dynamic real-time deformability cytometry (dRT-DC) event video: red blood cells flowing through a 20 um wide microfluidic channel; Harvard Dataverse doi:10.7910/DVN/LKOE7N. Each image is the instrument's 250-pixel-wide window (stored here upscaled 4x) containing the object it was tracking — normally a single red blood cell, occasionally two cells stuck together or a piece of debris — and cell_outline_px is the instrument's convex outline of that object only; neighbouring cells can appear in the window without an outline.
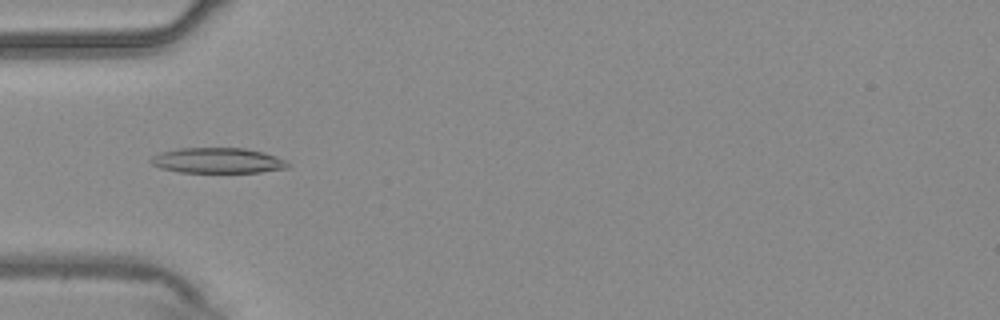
{"species": "common noctule bat (a hibernating species)", "species_latin": "Nyctalus noctula", "temperature_condition": "warm", "stored_images_in_passage": 47, "camera_frame_rate_fps": 3000, "um_per_image_px": 0.085, "animal": {"sex": "male", "body_mass_g": 20.4}, "frame": {"image": 1, "passage_image": 10, "time_ms": 3.0, "image_size_px": [1000, 320], "cell_outline_px": [[288, 168], [260, 172], [180, 172], [160, 168], [152, 164], [148, 160], [152, 156], [160, 152], [180, 148], [244, 148], [264, 152], [276, 156], [284, 160], [288, 164]], "centroid_in_image_um": [18.47, 13.64], "position_along_channel_um": 66.5, "area_um2": 20.23}}
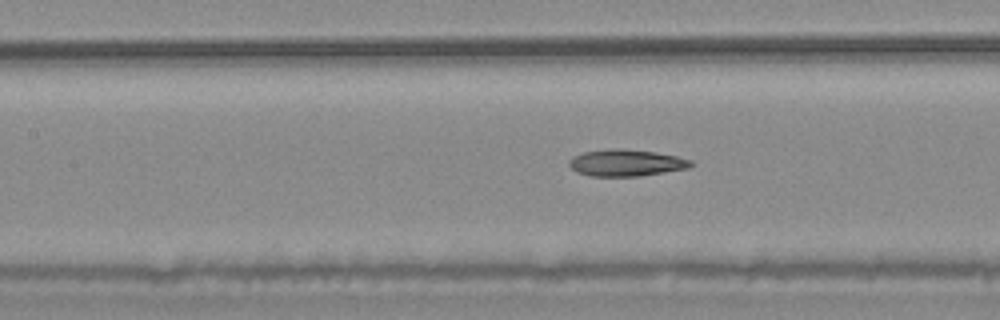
{"frame": {"image": 2, "passage_image": 17, "time_ms": 5.333, "image_size_px": [1000, 320], "cell_outline_px": [[696, 164], [688, 168], [640, 176], [592, 176], [576, 172], [568, 164], [568, 160], [584, 152], [656, 152], [676, 156], [692, 160]], "centroid_in_image_um": [53.3, 13.9], "position_along_channel_um": 154.1, "area_um2": 17.8}}
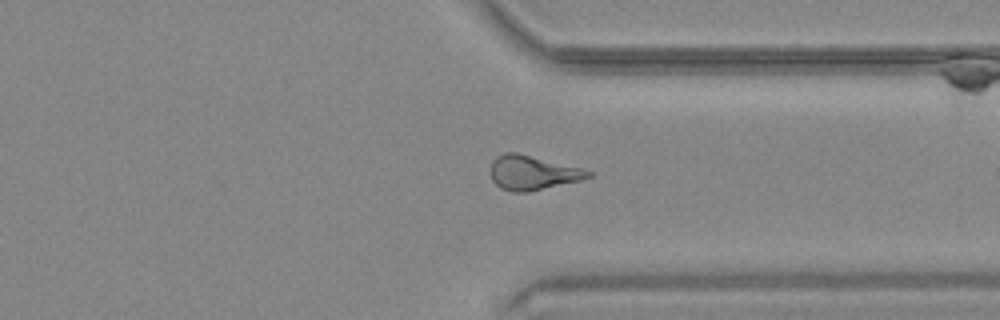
{"frame": {"image": 3, "passage_image": 34, "time_ms": 11.0, "image_size_px": [1000, 320], "cell_outline_px": [[592, 176], [580, 180], [528, 192], [512, 192], [500, 188], [492, 180], [488, 172], [492, 160], [496, 156], [504, 152], [516, 152], [584, 168], [592, 172]], "centroid_in_image_um": [45.22, 14.67], "position_along_channel_um": 366.2, "area_um2": 19.83}, "authors_computed_cell_mechanics": {"area_um2": 19.1896, "velocity_mm_per_s": 3.7429, "shape_relaxation_time_tau1_ms": null, "shape_relaxation_time_tau2_ms": 4.6893, "deformation_change_tau1": null, "deformation_change_tau2": 0.1503}}